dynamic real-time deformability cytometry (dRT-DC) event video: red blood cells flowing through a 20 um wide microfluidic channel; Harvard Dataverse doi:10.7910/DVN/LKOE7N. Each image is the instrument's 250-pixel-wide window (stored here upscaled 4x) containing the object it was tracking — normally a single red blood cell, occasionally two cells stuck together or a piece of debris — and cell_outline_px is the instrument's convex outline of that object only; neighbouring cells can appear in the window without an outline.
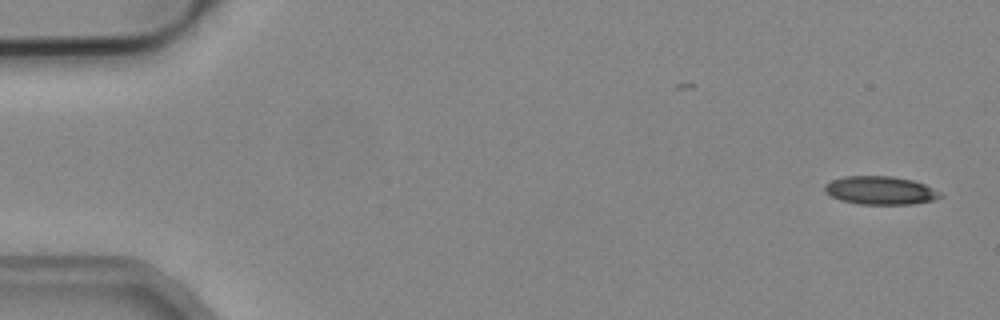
{"species": "common noctule bat (a hibernating species)", "species_latin": "Nyctalus noctula", "temperature_condition": "cold", "stored_images_in_passage": 51, "camera_frame_rate_fps": 3000, "um_per_image_px": 0.085, "animal": {"sex": "male", "body_mass_g": 19.2, "forearm_length_mm": 51.8}, "frame": {"image": 1, "passage_image": 1, "time_ms": 0.0, "image_size_px": [1000, 320], "cell_outline_px": [[944, 196], [932, 200], [912, 204], [860, 204], [840, 200], [824, 192], [824, 184], [832, 180], [844, 176], [892, 176], [912, 180], [924, 184], [940, 192]], "centroid_in_image_um": [74.81, 16.18], "position_along_channel_um": 10.2, "area_um2": 19.02}}
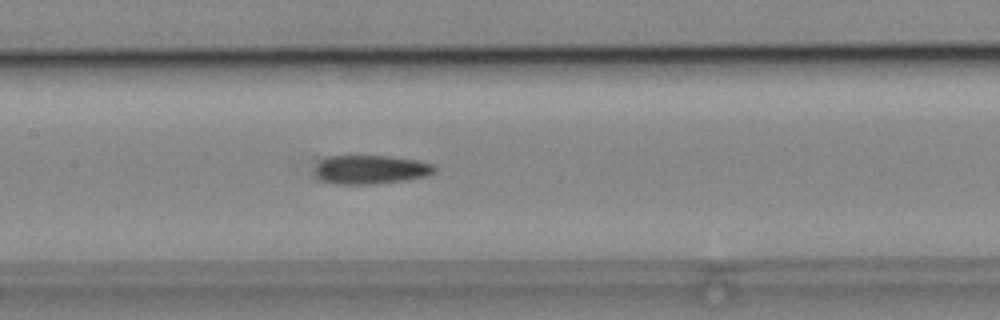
{"frame": {"image": 2, "passage_image": 24, "time_ms": 7.667, "image_size_px": [1000, 320], "cell_outline_px": [[436, 172], [424, 176], [404, 180], [372, 184], [336, 184], [320, 180], [316, 176], [316, 164], [320, 160], [328, 156], [392, 156], [420, 160], [432, 164], [436, 168]], "centroid_in_image_um": [31.5, 14.4], "position_along_channel_um": 175.9, "area_um2": 20.17}}
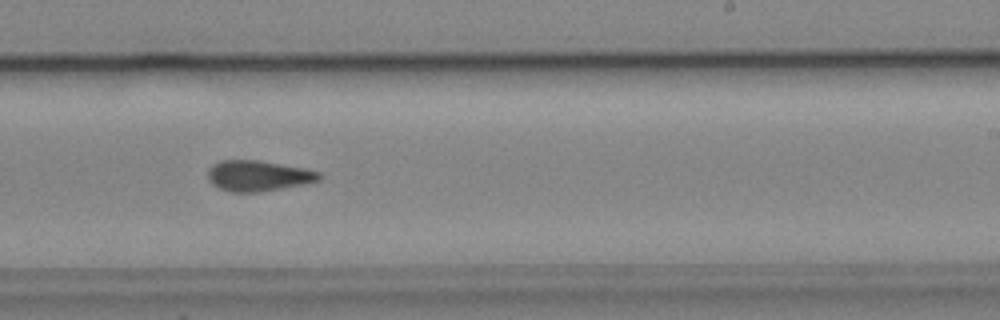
{"frame": {"image": 3, "passage_image": 31, "time_ms": 10.0, "image_size_px": [1000, 320], "cell_outline_px": [[324, 176], [320, 180], [260, 192], [228, 192], [212, 184], [208, 180], [208, 168], [212, 164], [220, 160], [260, 160], [304, 168], [320, 172]], "centroid_in_image_um": [21.92, 14.93], "position_along_channel_um": 267.1, "area_um2": 19.94}, "authors_computed_cell_mechanics": {"area_um2": 19.7676, "velocity_mm_per_s": 3.921, "shape_relaxation_time_tau1_ms": null, "shape_relaxation_time_tau2_ms": 3.9147, "deformation_change_tau1": null, "deformation_change_tau2": 0.1119}}